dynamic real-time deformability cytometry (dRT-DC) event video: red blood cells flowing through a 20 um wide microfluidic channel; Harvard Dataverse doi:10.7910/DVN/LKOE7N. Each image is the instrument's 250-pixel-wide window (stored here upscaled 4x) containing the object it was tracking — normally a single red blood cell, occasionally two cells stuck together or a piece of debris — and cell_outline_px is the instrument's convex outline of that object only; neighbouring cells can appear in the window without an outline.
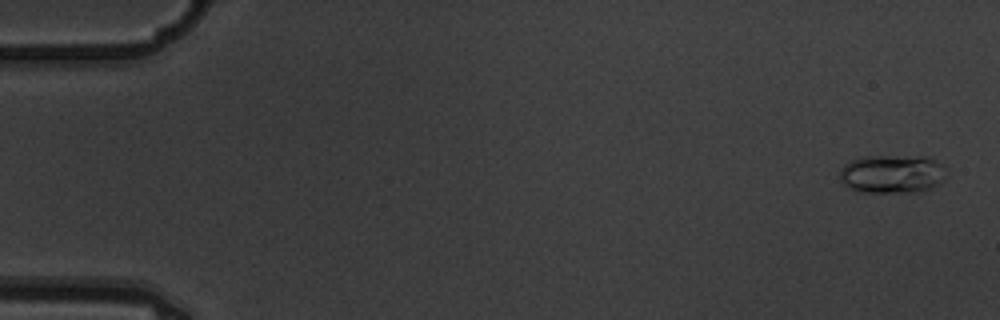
{"species": "common noctule bat (a hibernating species)", "species_latin": "Nyctalus noctula", "temperature_condition": "warm", "stored_images_in_passage": 6, "camera_frame_rate_fps": 3000, "um_per_image_px": 0.085, "animal": {"sex": "male", "body_mass_g": 19.5, "forearm_length_mm": 54.6}, "frame": {"image": 1, "passage_image": 1, "time_ms": 0.0, "image_size_px": [1000, 320], "cell_outline_px": [[944, 180], [932, 188], [912, 192], [864, 192], [848, 188], [840, 180], [840, 168], [844, 164], [852, 160], [864, 156], [928, 156], [936, 160], [940, 164]], "centroid_in_image_um": [75.78, 14.78], "position_along_channel_um": 9.2, "area_um2": 23.81}}